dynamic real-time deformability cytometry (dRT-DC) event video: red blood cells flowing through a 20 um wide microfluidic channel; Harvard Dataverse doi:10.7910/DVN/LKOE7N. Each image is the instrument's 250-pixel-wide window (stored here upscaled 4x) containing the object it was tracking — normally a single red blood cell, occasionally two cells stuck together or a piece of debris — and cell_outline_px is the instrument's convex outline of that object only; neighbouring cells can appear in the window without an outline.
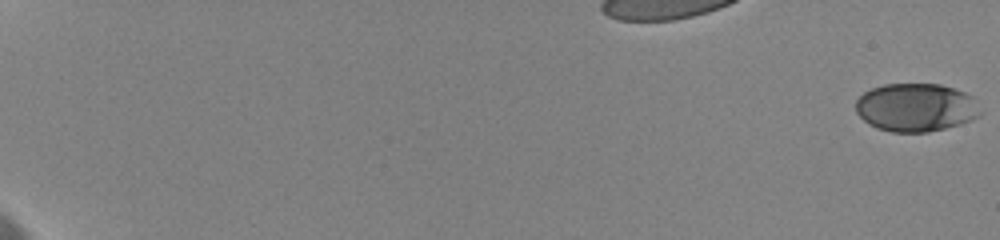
{"species": "human", "species_latin": "Homo sapiens", "temperature_condition": "cold", "stored_images_in_passage": 28, "camera_frame_rate_fps": 3000, "um_per_image_px": 0.085, "donor": {"sex": "female"}, "frame": {"image": 1, "passage_image": 1, "time_ms": 0.0, "image_size_px": [1000, 240], "cell_outline_px": [[980, 116], [972, 120], [944, 128], [928, 132], [892, 132], [876, 128], [868, 124], [856, 112], [856, 100], [864, 92], [872, 88], [884, 84], [940, 84], [964, 92], [972, 96], [980, 112]], "centroid_in_image_um": [77.82, 9.13], "position_along_channel_um": 7.2, "area_um2": 34.91}}
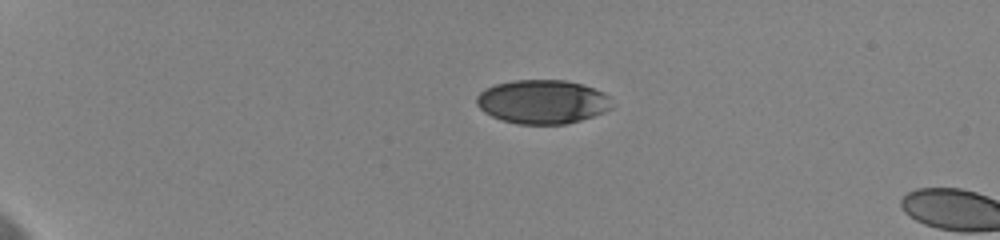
{"frame": {"image": 2, "passage_image": 27, "time_ms": 5.333, "image_size_px": [1000, 240], "cell_outline_px": [[612, 108], [604, 112], [580, 120], [564, 124], [516, 124], [500, 120], [484, 112], [476, 104], [476, 96], [484, 88], [496, 84], [512, 80], [564, 80], [584, 84], [604, 92], [608, 96]], "centroid_in_image_um": [46.08, 8.64], "position_along_channel_um": 38.9, "area_um2": 34.8}}